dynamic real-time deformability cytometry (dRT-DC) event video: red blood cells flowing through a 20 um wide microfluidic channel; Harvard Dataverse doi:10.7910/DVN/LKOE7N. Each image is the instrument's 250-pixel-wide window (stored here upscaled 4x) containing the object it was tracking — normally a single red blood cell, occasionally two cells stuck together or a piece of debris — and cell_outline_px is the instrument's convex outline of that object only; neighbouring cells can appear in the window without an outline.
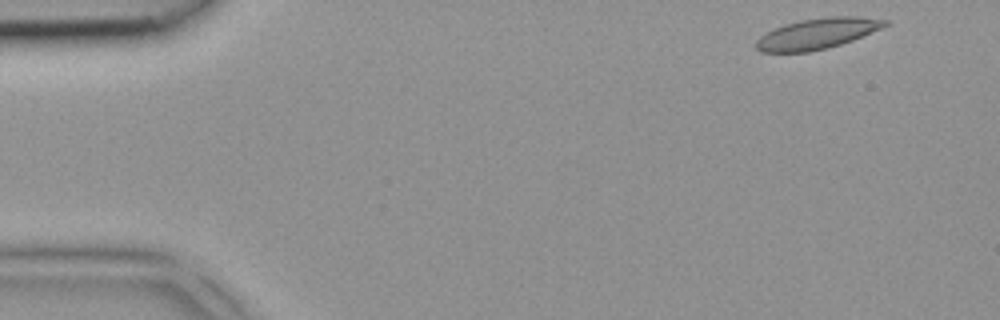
{"species": "common noctule bat (a hibernating species)", "species_latin": "Nyctalus noctula", "temperature_condition": "room temperature", "stored_images_in_passage": 3, "camera_frame_rate_fps": 3000, "um_per_image_px": 0.085, "animal": {"sex": "female", "body_mass_g": 18.4}, "frame": {"image": 1, "passage_image": 1, "time_ms": 0.0, "image_size_px": [1000, 320], "cell_outline_px": [[892, 20], [888, 24], [880, 28], [852, 40], [840, 44], [808, 52], [760, 52], [756, 48], [756, 40], [760, 36], [784, 24], [800, 20], [828, 16], [860, 16]], "centroid_in_image_um": [69.48, 2.84], "position_along_channel_um": 15.5, "area_um2": 22.89}}
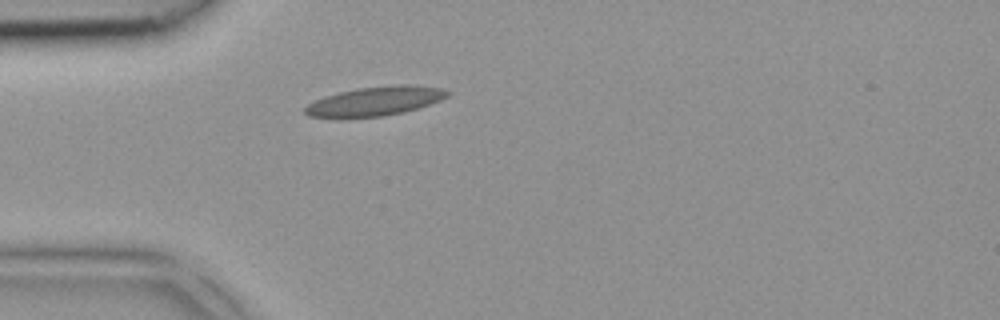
{"frame": {"image": 2, "passage_image": 3, "time_ms": 0.667, "image_size_px": [1000, 320], "cell_outline_px": [[452, 92], [448, 96], [440, 100], [404, 112], [384, 116], [340, 120], [308, 116], [304, 112], [304, 108], [308, 104], [324, 96], [340, 92], [360, 88], [396, 84], [416, 84], [444, 88]], "centroid_in_image_um": [31.85, 8.62], "position_along_channel_um": 53.1, "area_um2": 24.91}}